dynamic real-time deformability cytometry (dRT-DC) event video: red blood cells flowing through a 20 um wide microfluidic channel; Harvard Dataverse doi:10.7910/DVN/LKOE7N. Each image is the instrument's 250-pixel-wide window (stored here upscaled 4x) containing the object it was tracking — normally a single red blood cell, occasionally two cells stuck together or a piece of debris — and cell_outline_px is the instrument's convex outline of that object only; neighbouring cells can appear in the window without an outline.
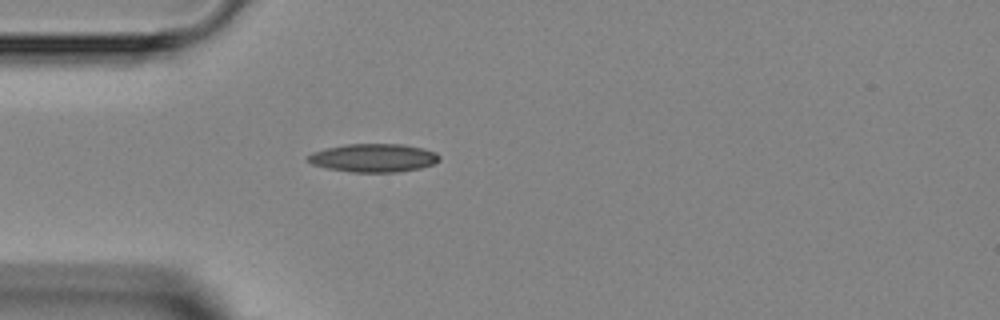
{"species": "Egyptian fruit bat (a non-hibernating species)", "species_latin": "Rousettus aegyptiacus", "temperature_condition": "room temperature", "stored_images_in_passage": 1, "camera_frame_rate_fps": 3000, "um_per_image_px": 0.085, "animal": {"sex": "female"}, "frame": {"image": 1, "passage_image": 1, "time_ms": 0.0, "image_size_px": [1000, 320], "cell_outline_px": [[440, 160], [432, 164], [420, 168], [400, 172], [352, 172], [328, 168], [312, 164], [308, 160], [308, 156], [312, 152], [344, 144], [404, 144], [424, 148], [436, 152], [440, 156]], "centroid_in_image_um": [31.79, 13.41], "position_along_channel_um": 53.2, "area_um2": 21.68}}